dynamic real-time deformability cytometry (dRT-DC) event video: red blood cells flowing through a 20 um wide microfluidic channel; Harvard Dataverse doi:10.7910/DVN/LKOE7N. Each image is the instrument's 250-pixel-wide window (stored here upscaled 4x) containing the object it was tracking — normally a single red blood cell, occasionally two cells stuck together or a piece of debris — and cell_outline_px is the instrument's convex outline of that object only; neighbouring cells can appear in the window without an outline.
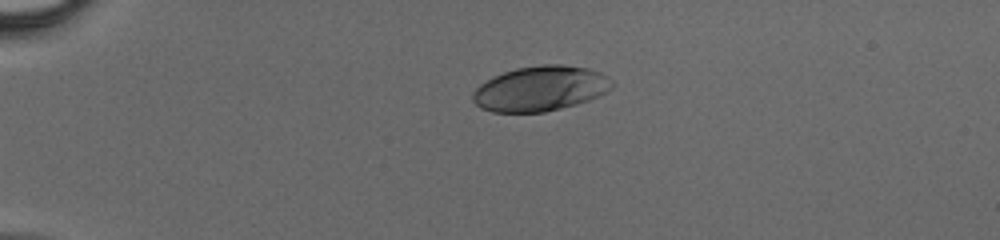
{"species": "human", "species_latin": "Homo sapiens", "temperature_condition": "cold", "stored_images_in_passage": 36, "camera_frame_rate_fps": 3000, "um_per_image_px": 0.085, "donor": {"sex": "male"}, "frame": {"image": 1, "passage_image": 1, "time_ms": 0.0, "image_size_px": [1000, 240], "cell_outline_px": [[612, 88], [588, 100], [576, 104], [544, 112], [492, 112], [480, 108], [472, 100], [472, 92], [480, 84], [504, 72], [516, 68], [544, 64], [560, 64], [588, 68], [600, 72], [608, 76], [612, 80]], "centroid_in_image_um": [45.92, 7.53], "position_along_channel_um": 39.1, "area_um2": 36.36}}
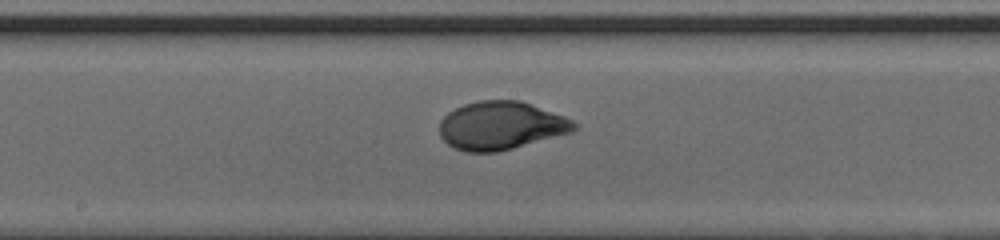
{"frame": {"image": 2, "passage_image": 16, "time_ms": 5.0, "image_size_px": [1000, 240], "cell_outline_px": [[576, 128], [572, 132], [512, 148], [496, 152], [468, 152], [456, 148], [448, 144], [440, 136], [440, 120], [448, 112], [464, 104], [480, 100], [520, 100], [564, 116], [572, 120], [576, 124]], "centroid_in_image_um": [42.56, 10.67], "position_along_channel_um": 205.6, "area_um2": 37.51}}
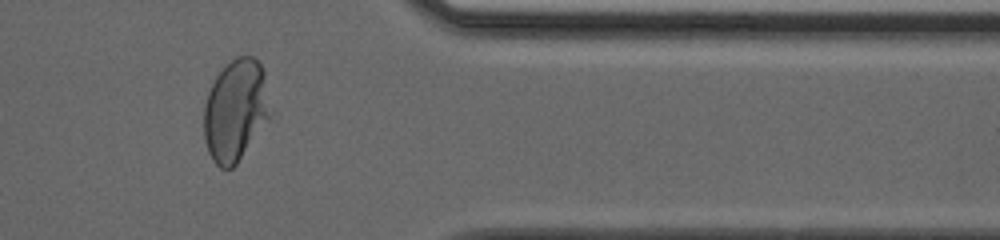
{"frame": {"image": 3, "passage_image": 29, "time_ms": 9.333, "image_size_px": [1000, 240], "cell_outline_px": [[268, 116], [236, 164], [232, 168], [220, 168], [212, 160], [208, 152], [204, 140], [204, 104], [208, 92], [216, 76], [236, 56], [252, 56], [260, 64], [264, 72]], "centroid_in_image_um": [19.94, 9.38], "position_along_channel_um": 391.5, "area_um2": 38.09}}